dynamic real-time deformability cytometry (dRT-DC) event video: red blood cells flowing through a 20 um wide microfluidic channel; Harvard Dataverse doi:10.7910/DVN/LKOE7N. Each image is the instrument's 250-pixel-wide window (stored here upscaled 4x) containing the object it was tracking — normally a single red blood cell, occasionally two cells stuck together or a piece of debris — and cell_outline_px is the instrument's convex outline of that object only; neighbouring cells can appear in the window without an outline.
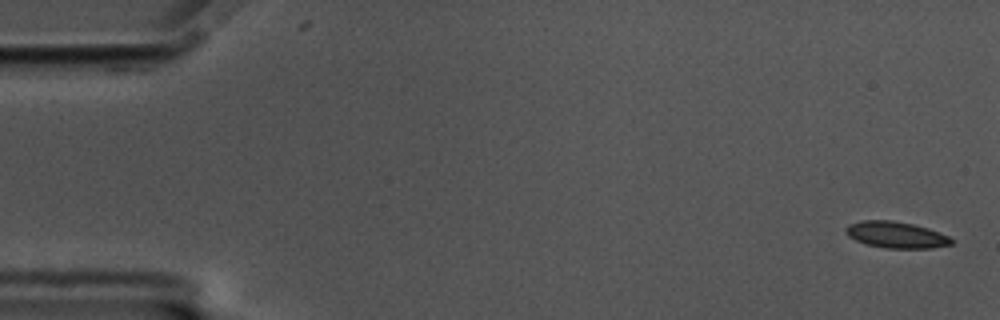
{"species": "common noctule bat (a hibernating species)", "species_latin": "Nyctalus noctula", "temperature_condition": "cold", "stored_images_in_passage": 57, "camera_frame_rate_fps": 3000, "um_per_image_px": 0.085, "animal": {"sex": "male", "body_mass_g": 17.5, "forearm_length_mm": 52.3}, "frame": {"image": 1, "passage_image": 1, "time_ms": 0.0, "image_size_px": [1000, 320], "cell_outline_px": [[952, 244], [932, 248], [884, 248], [868, 244], [856, 240], [848, 236], [844, 232], [844, 228], [848, 224], [860, 220], [892, 220], [912, 224], [928, 228], [948, 236], [952, 240]], "centroid_in_image_um": [76.12, 19.95], "position_along_channel_um": 8.9, "area_um2": 16.24}}
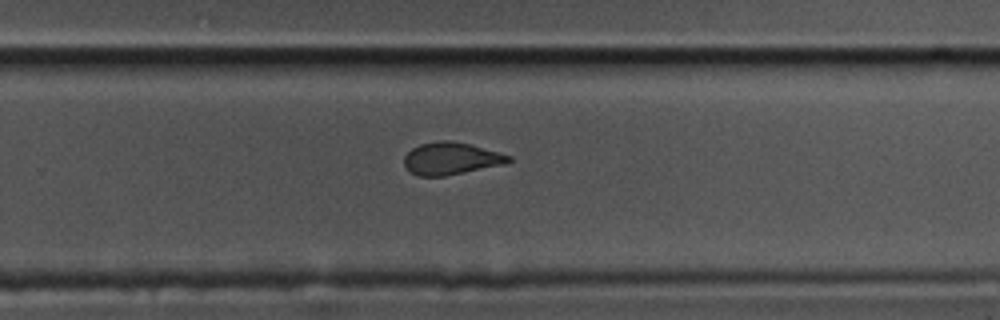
{"frame": {"image": 2, "passage_image": 37, "time_ms": 12.0, "image_size_px": [1000, 320], "cell_outline_px": [[512, 160], [508, 164], [444, 176], [420, 176], [412, 172], [404, 164], [404, 156], [412, 148], [420, 144], [440, 140], [448, 140], [468, 144], [512, 156]], "centroid_in_image_um": [38.36, 13.48], "position_along_channel_um": 291.4, "area_um2": 19.54}}
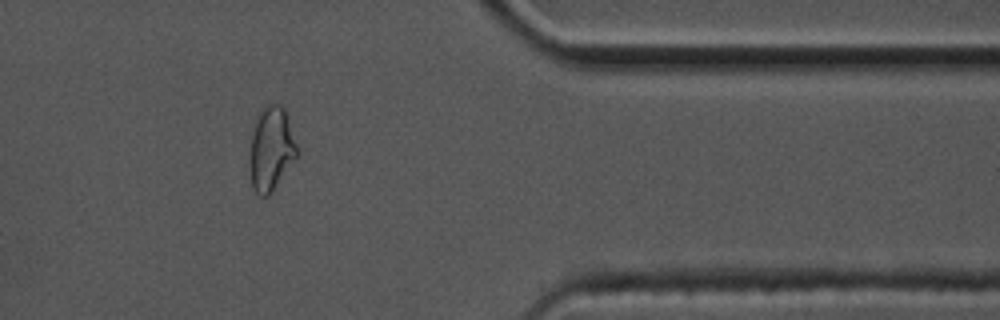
{"frame": {"image": 3, "passage_image": 47, "time_ms": 15.333, "image_size_px": [1000, 320], "cell_outline_px": [[300, 156], [272, 192], [268, 196], [260, 196], [252, 188], [248, 160], [252, 136], [256, 120], [264, 104], [280, 104], [284, 108], [288, 116], [300, 152]], "centroid_in_image_um": [23.09, 12.68], "position_along_channel_um": 388.3, "area_um2": 23.87}, "authors_computed_cell_mechanics": {"area_um2": 20.23, "velocity_mm_per_s": 3.4781, "shape_relaxation_time_tau1_ms": 5.7422, "shape_relaxation_time_tau2_ms": 1.5909, "deformation_change_tau1": 0.1512, "deformation_change_tau2": 0.071}}